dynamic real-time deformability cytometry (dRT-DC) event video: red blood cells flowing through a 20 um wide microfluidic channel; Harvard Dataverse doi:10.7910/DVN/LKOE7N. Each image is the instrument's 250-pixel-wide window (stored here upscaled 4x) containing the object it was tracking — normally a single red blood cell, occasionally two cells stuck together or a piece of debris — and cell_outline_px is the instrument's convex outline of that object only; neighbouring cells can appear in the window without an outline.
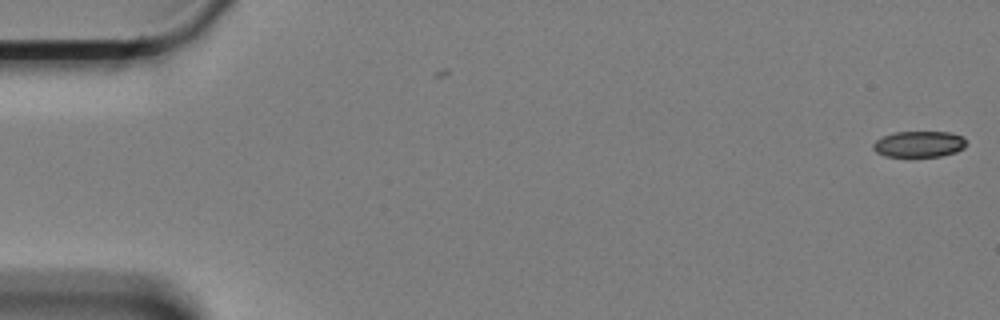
{"species": "Egyptian fruit bat (a non-hibernating species)", "species_latin": "Rousettus aegyptiacus", "temperature_condition": "cold", "stored_images_in_passage": 2, "camera_frame_rate_fps": 3000, "um_per_image_px": 0.085, "animal": {"sex": "female"}, "frame": {"image": 1, "passage_image": 2, "time_ms": 0.333, "image_size_px": [1000, 320], "cell_outline_px": [[968, 144], [964, 148], [956, 152], [940, 156], [908, 160], [884, 156], [876, 152], [872, 148], [872, 144], [876, 140], [892, 132], [948, 132], [960, 136]], "centroid_in_image_um": [78.06, 12.31], "position_along_channel_um": 6.9, "area_um2": 14.91}}